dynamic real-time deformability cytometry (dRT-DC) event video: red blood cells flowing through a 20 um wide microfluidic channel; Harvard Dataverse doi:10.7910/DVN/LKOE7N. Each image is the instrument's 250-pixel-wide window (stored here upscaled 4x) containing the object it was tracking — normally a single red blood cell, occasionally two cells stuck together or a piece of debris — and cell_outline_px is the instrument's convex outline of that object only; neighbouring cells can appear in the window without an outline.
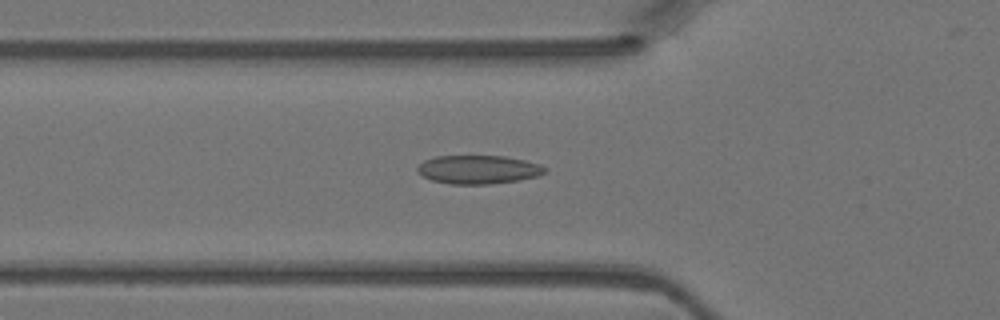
{"species": "Egyptian fruit bat (a non-hibernating species)", "species_latin": "Rousettus aegyptiacus", "temperature_condition": "warm", "stored_images_in_passage": 47, "camera_frame_rate_fps": 3000, "um_per_image_px": 0.085, "animal": {"sex": "female"}, "frame": {"image": 1, "passage_image": 16, "time_ms": 5.0, "image_size_px": [1000, 320], "cell_outline_px": [[548, 172], [540, 176], [516, 180], [488, 184], [452, 184], [432, 180], [416, 172], [416, 168], [424, 160], [436, 156], [504, 156], [524, 160], [540, 164], [548, 168]], "centroid_in_image_um": [40.69, 14.41], "position_along_channel_um": 85.1, "area_um2": 21.27}}
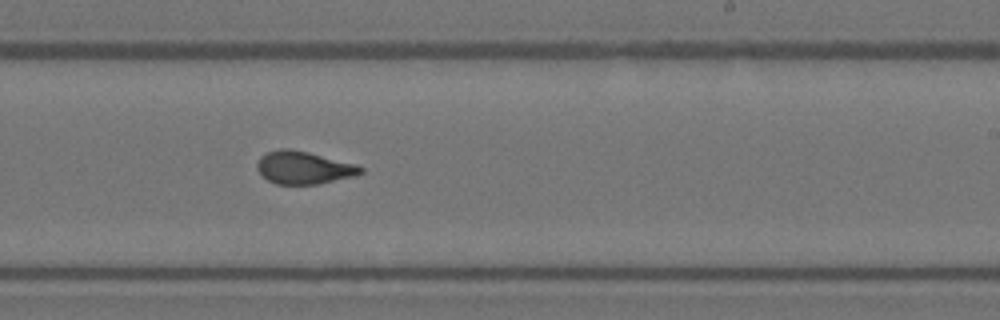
{"frame": {"image": 2, "passage_image": 28, "time_ms": 9.0, "image_size_px": [1000, 320], "cell_outline_px": [[364, 172], [356, 176], [316, 184], [276, 184], [260, 176], [256, 168], [256, 164], [260, 156], [268, 152], [280, 148], [288, 148], [308, 152], [356, 164], [364, 168]], "centroid_in_image_um": [25.79, 14.25], "position_along_channel_um": 263.2, "area_um2": 19.88}}
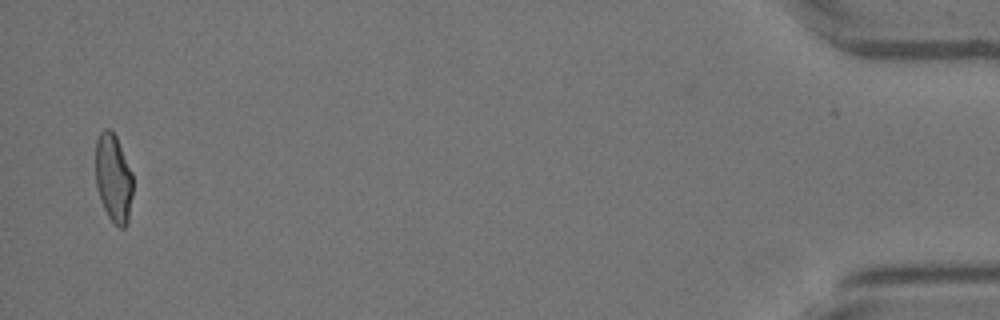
{"frame": {"image": 3, "passage_image": 45, "time_ms": 14.667, "image_size_px": [1000, 320], "cell_outline_px": [[132, 196], [128, 224], [124, 228], [120, 228], [108, 216], [100, 200], [96, 184], [96, 140], [100, 132], [104, 128], [112, 128], [116, 136], [132, 172]], "centroid_in_image_um": [9.64, 15.12], "position_along_channel_um": 425.6, "area_um2": 19.31}}